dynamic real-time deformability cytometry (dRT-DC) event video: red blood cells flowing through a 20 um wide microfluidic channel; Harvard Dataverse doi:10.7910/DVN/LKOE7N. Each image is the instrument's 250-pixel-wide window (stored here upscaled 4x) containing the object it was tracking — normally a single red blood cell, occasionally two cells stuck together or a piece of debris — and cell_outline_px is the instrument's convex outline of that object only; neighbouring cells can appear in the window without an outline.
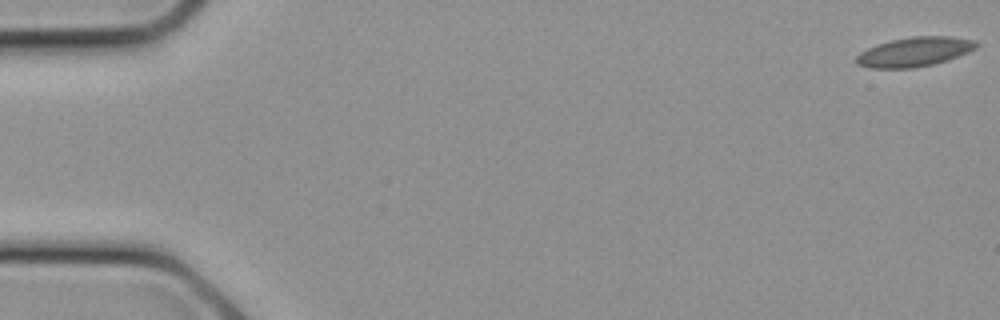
{"species": "common noctule bat (a hibernating species)", "species_latin": "Nyctalus noctula", "temperature_condition": "cold", "stored_images_in_passage": 8, "camera_frame_rate_fps": 3000, "um_per_image_px": 0.085, "animal": {"sex": "female", "body_mass_g": 21.9}, "frame": {"image": 1, "passage_image": 1, "time_ms": 0.0, "image_size_px": [1000, 320], "cell_outline_px": [[980, 44], [976, 48], [968, 52], [932, 64], [912, 68], [868, 68], [856, 64], [856, 56], [860, 52], [876, 44], [892, 40], [912, 36], [952, 36], [976, 40]], "centroid_in_image_um": [77.72, 4.39], "position_along_channel_um": 7.3, "area_um2": 20.52}}
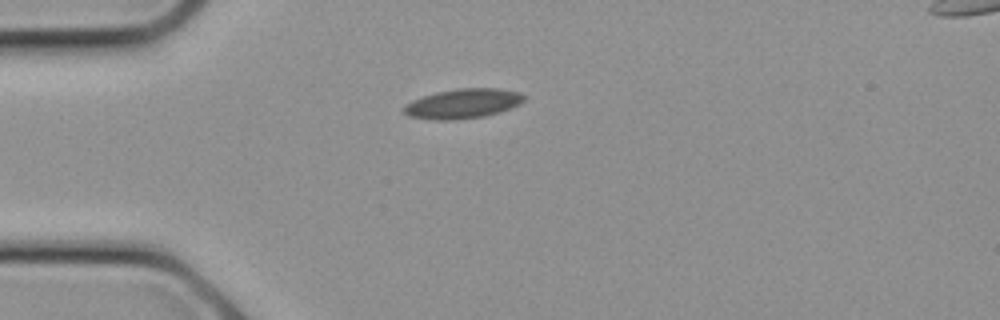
{"frame": {"image": 2, "passage_image": 7, "time_ms": 2.0, "image_size_px": [1000, 320], "cell_outline_px": [[524, 100], [520, 104], [512, 108], [500, 112], [484, 116], [456, 120], [432, 120], [408, 116], [404, 112], [404, 104], [412, 100], [436, 92], [460, 88], [500, 88], [520, 92], [524, 96]], "centroid_in_image_um": [39.36, 8.81], "position_along_channel_um": 45.6, "area_um2": 20.92}}